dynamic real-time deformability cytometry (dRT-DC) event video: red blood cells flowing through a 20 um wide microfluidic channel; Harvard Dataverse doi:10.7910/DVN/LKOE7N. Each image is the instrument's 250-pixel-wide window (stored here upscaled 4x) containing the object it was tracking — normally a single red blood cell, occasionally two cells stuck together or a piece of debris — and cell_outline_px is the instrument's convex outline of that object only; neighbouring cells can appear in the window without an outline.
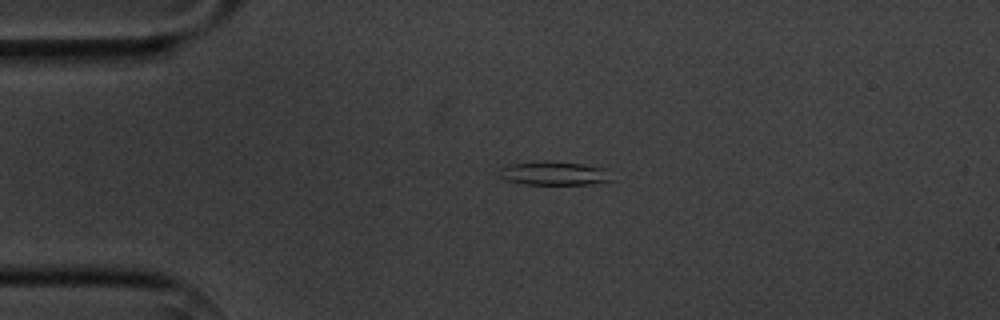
{"species": "common noctule bat (a hibernating species)", "species_latin": "Nyctalus noctula", "temperature_condition": "cold", "stored_images_in_passage": 2, "camera_frame_rate_fps": 3000, "um_per_image_px": 0.085, "animal": {"sex": "male", "body_mass_g": 20.1, "forearm_length_mm": 53.5}, "frame": {"image": 1, "passage_image": 1, "time_ms": 0.0, "image_size_px": [1000, 320], "cell_outline_px": [[616, 180], [588, 184], [524, 184], [504, 180], [500, 176], [500, 168], [508, 164], [544, 160], [552, 160], [584, 164], [604, 168]], "centroid_in_image_um": [47.1, 14.72], "position_along_channel_um": 37.9, "area_um2": 15.84}}